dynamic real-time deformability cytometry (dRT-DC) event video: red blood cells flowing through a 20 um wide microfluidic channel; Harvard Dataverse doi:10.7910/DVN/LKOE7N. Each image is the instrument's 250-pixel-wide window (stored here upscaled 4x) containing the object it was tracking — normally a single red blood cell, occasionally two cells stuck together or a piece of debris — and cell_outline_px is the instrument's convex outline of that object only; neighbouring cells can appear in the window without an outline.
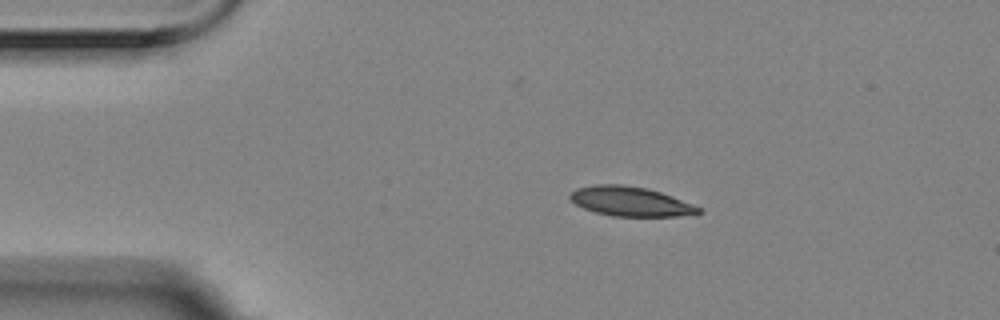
{"species": "Egyptian fruit bat (a non-hibernating species)", "species_latin": "Rousettus aegyptiacus", "temperature_condition": "room temperature", "stored_images_in_passage": 13, "camera_frame_rate_fps": 3000, "um_per_image_px": 0.085, "animal": {"sex": "female"}, "frame": {"image": 1, "passage_image": 1, "time_ms": 0.0, "image_size_px": [1000, 320], "cell_outline_px": [[704, 212], [676, 216], [612, 216], [596, 212], [584, 208], [576, 204], [568, 196], [576, 188], [596, 184], [620, 184], [648, 188], [672, 196], [692, 204], [700, 208]], "centroid_in_image_um": [53.57, 17.11], "position_along_channel_um": 31.4, "area_um2": 21.91}}
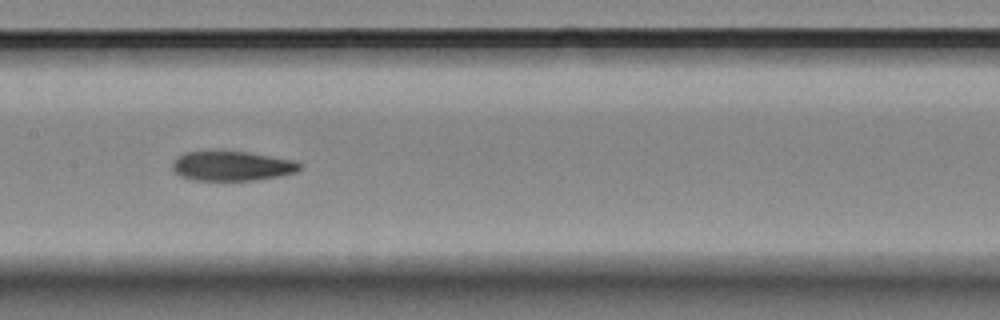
{"frame": {"image": 2, "passage_image": 6, "time_ms": 1.667, "image_size_px": [1000, 320], "cell_outline_px": [[304, 168], [296, 172], [280, 176], [252, 180], [196, 180], [180, 176], [172, 168], [172, 164], [176, 156], [184, 152], [248, 152], [292, 160], [304, 164]], "centroid_in_image_um": [19.75, 14.11], "position_along_channel_um": 187.7, "area_um2": 21.85}}
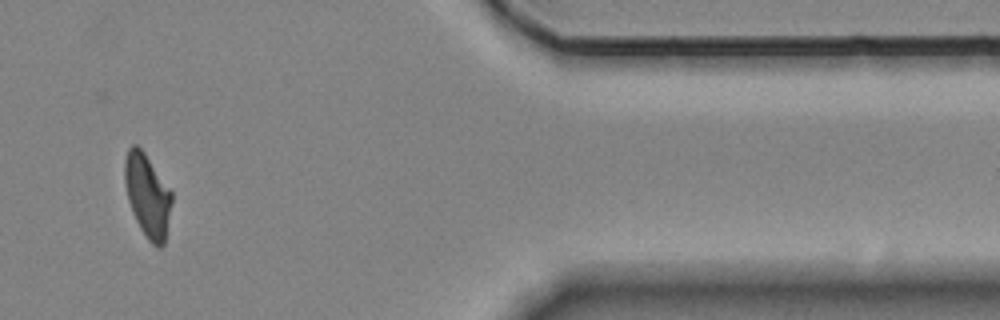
{"frame": {"image": 3, "passage_image": 11, "time_ms": 3.333, "image_size_px": [1000, 320], "cell_outline_px": [[172, 204], [164, 244], [160, 248], [156, 248], [148, 240], [140, 228], [136, 220], [128, 200], [124, 184], [124, 160], [128, 148], [132, 144], [136, 144], [144, 152], [172, 192]], "centroid_in_image_um": [12.52, 16.62], "position_along_channel_um": 398.9, "area_um2": 22.83}}